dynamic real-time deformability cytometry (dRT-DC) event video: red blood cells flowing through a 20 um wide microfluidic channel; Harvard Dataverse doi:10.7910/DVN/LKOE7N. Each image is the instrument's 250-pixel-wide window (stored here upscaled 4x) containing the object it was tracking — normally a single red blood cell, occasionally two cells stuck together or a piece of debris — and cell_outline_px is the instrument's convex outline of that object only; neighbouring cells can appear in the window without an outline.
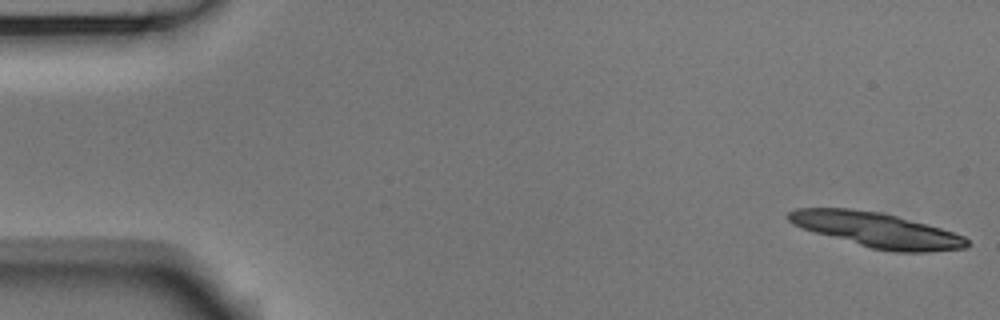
{"species": "Egyptian fruit bat (a non-hibernating species)", "species_latin": "Rousettus aegyptiacus", "temperature_condition": "room temperature", "stored_images_in_passage": 10, "camera_frame_rate_fps": 3000, "um_per_image_px": 0.085, "animal": {"sex": "male"}, "frame": {"image": 1, "passage_image": 1, "time_ms": 0.0, "image_size_px": [1000, 320], "cell_outline_px": [[968, 244], [964, 248], [928, 252], [892, 252], [872, 248], [800, 228], [792, 224], [788, 220], [788, 212], [796, 208], [848, 208], [880, 212], [928, 224], [964, 236], [968, 240]], "centroid_in_image_um": [74.5, 19.54], "position_along_channel_um": 10.5, "area_um2": 35.95}}